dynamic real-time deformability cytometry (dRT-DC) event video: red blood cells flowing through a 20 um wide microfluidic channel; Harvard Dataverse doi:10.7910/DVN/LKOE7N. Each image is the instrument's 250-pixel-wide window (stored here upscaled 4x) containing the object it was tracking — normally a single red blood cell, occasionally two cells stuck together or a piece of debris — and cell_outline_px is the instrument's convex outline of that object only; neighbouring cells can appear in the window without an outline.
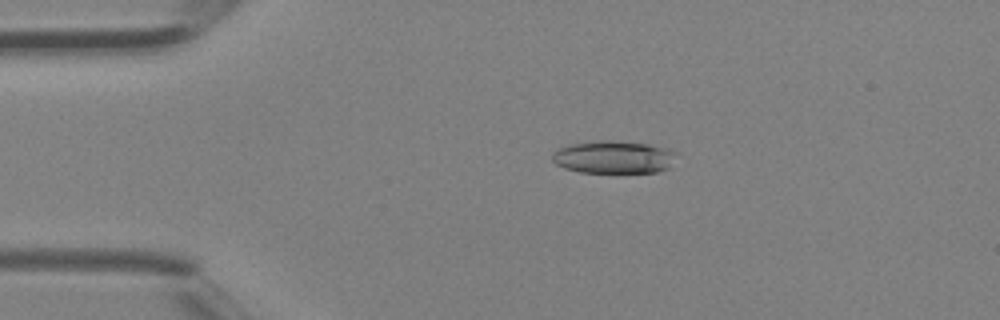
{"species": "Egyptian fruit bat (a non-hibernating species)", "species_latin": "Rousettus aegyptiacus", "temperature_condition": "room temperature", "stored_images_in_passage": 40, "camera_frame_rate_fps": 3000, "um_per_image_px": 0.085, "animal": {"sex": "female"}, "frame": {"image": 1, "passage_image": 8, "time_ms": 2.333, "image_size_px": [1000, 320], "cell_outline_px": [[676, 152], [668, 168], [656, 172], [616, 176], [580, 172], [564, 168], [556, 164], [552, 160], [552, 152], [568, 144], [600, 140], [616, 140], [648, 144], [668, 148]], "centroid_in_image_um": [52.14, 13.4], "position_along_channel_um": 32.9, "area_um2": 24.74}}
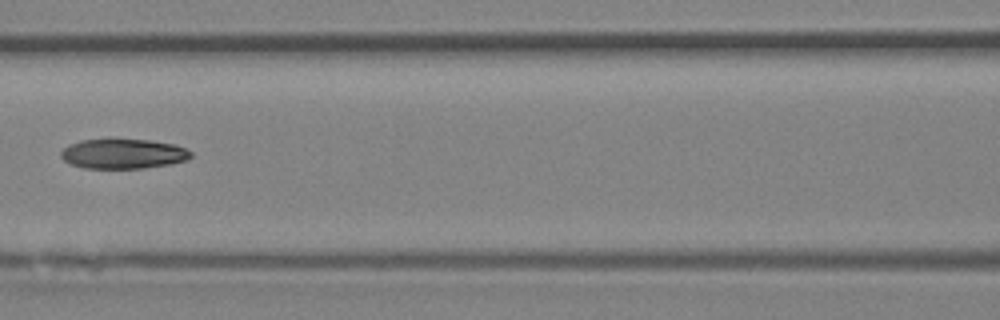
{"frame": {"image": 2, "passage_image": 18, "time_ms": 5.667, "image_size_px": [1000, 320], "cell_outline_px": [[192, 156], [188, 160], [168, 164], [144, 168], [84, 168], [72, 164], [64, 160], [60, 156], [60, 152], [68, 144], [80, 140], [112, 136], [148, 140], [176, 144], [192, 152]], "centroid_in_image_um": [10.44, 13.02], "position_along_channel_um": 156.2, "area_um2": 23.41}}
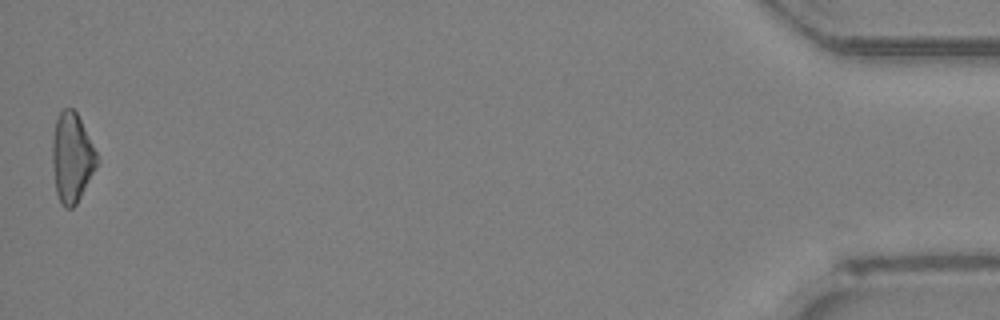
{"frame": {"image": 3, "passage_image": 40, "time_ms": 13.0, "image_size_px": [1000, 320], "cell_outline_px": [[100, 160], [96, 168], [76, 204], [72, 208], [64, 208], [60, 204], [56, 192], [52, 164], [52, 140], [56, 120], [60, 112], [64, 108], [72, 108], [76, 112]], "centroid_in_image_um": [6.1, 13.43], "position_along_channel_um": 429.1, "area_um2": 23.12}}